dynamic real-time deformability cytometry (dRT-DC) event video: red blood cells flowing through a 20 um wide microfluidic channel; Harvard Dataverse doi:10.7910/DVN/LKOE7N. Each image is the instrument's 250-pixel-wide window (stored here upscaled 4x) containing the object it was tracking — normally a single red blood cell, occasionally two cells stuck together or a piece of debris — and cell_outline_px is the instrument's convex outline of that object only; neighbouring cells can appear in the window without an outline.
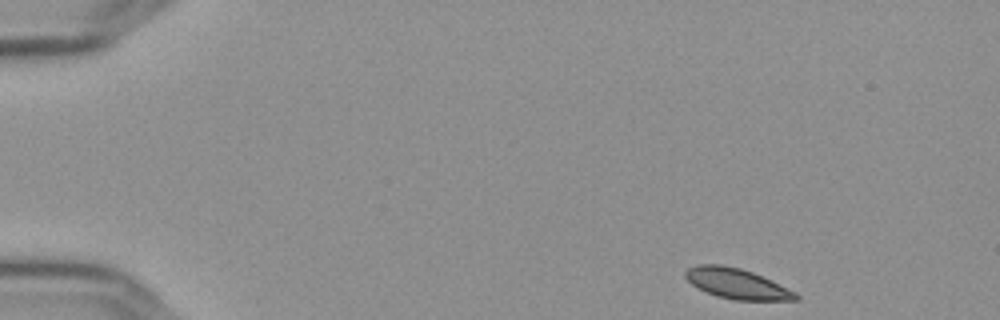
{"species": "Egyptian fruit bat (a non-hibernating species)", "species_latin": "Rousettus aegyptiacus", "temperature_condition": "cold", "stored_images_in_passage": 51, "camera_frame_rate_fps": 3000, "um_per_image_px": 0.085, "frame": {"image": 1, "passage_image": 1, "time_ms": 0.0, "image_size_px": [1000, 320], "cell_outline_px": [[800, 300], [736, 300], [716, 296], [696, 288], [684, 276], [684, 272], [688, 268], [696, 264], [720, 264], [740, 268], [752, 272], [796, 292], [800, 296]], "centroid_in_image_um": [62.6, 24.11], "position_along_channel_um": 22.4, "area_um2": 19.48}}
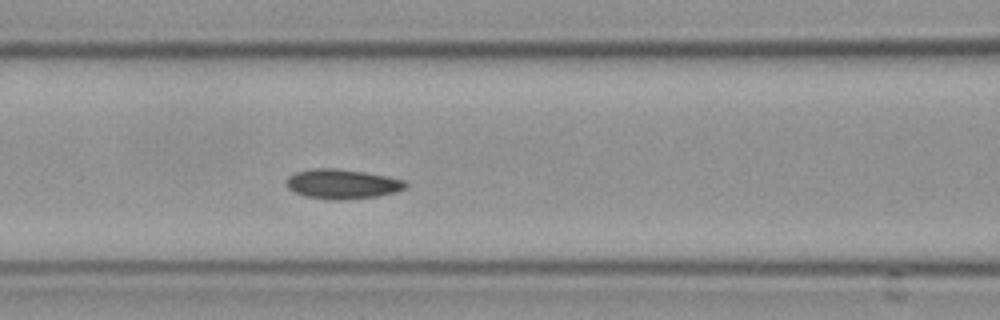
{"frame": {"image": 2, "passage_image": 19, "time_ms": 6.0, "image_size_px": [1000, 320], "cell_outline_px": [[408, 188], [396, 192], [376, 196], [340, 200], [328, 200], [304, 196], [292, 192], [284, 184], [288, 176], [296, 172], [312, 168], [336, 168], [364, 172], [404, 180], [408, 184]], "centroid_in_image_um": [29.04, 15.64], "position_along_channel_um": 137.6, "area_um2": 20.81}}
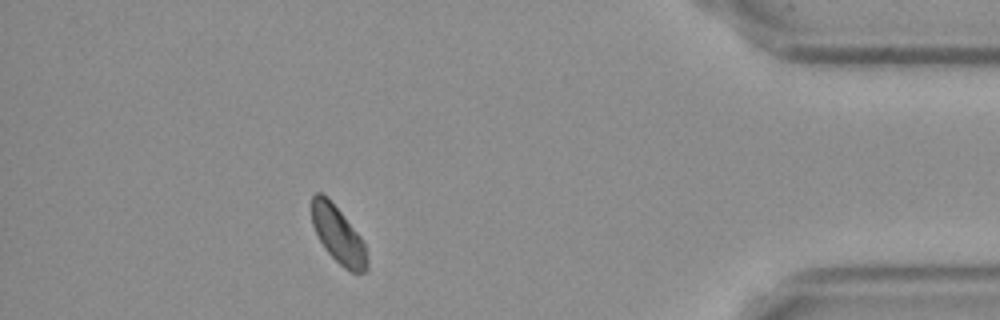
{"frame": {"image": 3, "passage_image": 45, "time_ms": 14.667, "image_size_px": [1000, 320], "cell_outline_px": [[368, 268], [364, 272], [352, 272], [344, 268], [324, 248], [312, 224], [312, 196], [316, 192], [320, 192], [328, 196], [360, 236], [364, 244], [368, 260]], "centroid_in_image_um": [28.74, 19.94], "position_along_channel_um": 406.5, "area_um2": 18.21}, "authors_computed_cell_mechanics": {"area_um2": 19.4786, "velocity_mm_per_s": 3.5847, "shape_relaxation_time_tau1_ms": 3.0918, "shape_relaxation_time_tau2_ms": null, "deformation_change_tau1": 0.0536, "deformation_change_tau2": null}}